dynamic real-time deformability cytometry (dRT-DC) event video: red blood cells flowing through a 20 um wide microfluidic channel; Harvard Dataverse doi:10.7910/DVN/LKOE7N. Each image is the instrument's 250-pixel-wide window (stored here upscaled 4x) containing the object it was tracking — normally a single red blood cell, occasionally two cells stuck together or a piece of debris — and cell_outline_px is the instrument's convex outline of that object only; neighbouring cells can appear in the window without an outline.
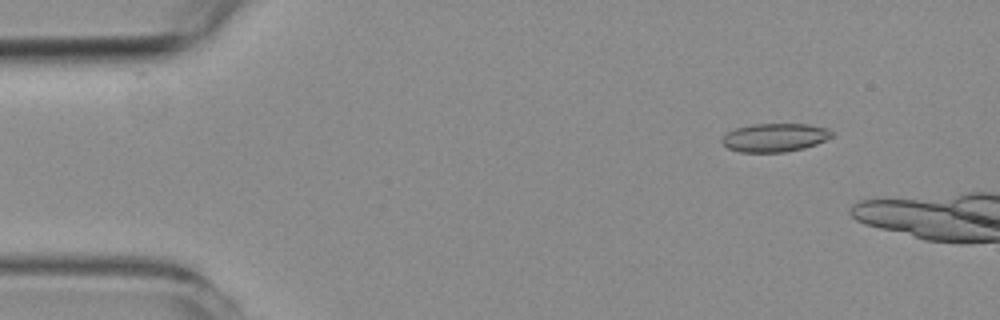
{"species": "common noctule bat (a hibernating species)", "species_latin": "Nyctalus noctula", "temperature_condition": "room temperature", "stored_images_in_passage": 10, "camera_frame_rate_fps": 3000, "um_per_image_px": 0.085, "animal": {"sex": "female", "body_mass_g": 19.3, "forearm_length_mm": 54.1}, "frame": {"image": 1, "passage_image": 6, "time_ms": 1.667, "image_size_px": [1000, 320], "cell_outline_px": [[832, 136], [816, 144], [804, 148], [784, 152], [740, 152], [728, 148], [720, 140], [728, 132], [736, 128], [756, 124], [808, 124], [828, 128], [832, 132]], "centroid_in_image_um": [65.86, 11.69], "position_along_channel_um": 19.1, "area_um2": 18.03}}